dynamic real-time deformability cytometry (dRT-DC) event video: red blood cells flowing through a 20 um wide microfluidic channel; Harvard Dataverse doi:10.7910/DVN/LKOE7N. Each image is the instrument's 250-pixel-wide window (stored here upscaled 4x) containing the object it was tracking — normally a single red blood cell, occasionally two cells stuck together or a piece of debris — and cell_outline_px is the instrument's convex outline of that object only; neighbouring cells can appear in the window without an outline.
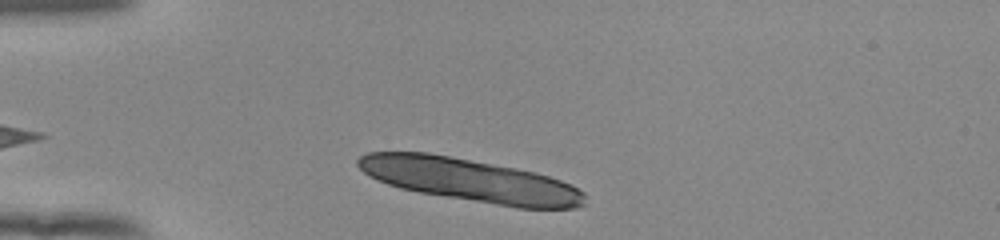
{"species": "human", "species_latin": "Homo sapiens", "temperature_condition": "room temperature", "stored_images_in_passage": 9, "camera_frame_rate_fps": 3000, "um_per_image_px": 0.085, "donor": {"sex": "female"}, "frame": {"image": 1, "passage_image": 2, "time_ms": 0.333, "image_size_px": [1000, 240], "cell_outline_px": [[588, 196], [584, 204], [576, 208], [516, 208], [420, 192], [400, 188], [388, 184], [364, 172], [356, 164], [356, 160], [360, 156], [368, 152], [428, 152], [516, 168], [536, 172], [560, 180], [584, 192]], "centroid_in_image_um": [39.99, 15.31], "position_along_channel_um": 45.0, "area_um2": 56.7}}